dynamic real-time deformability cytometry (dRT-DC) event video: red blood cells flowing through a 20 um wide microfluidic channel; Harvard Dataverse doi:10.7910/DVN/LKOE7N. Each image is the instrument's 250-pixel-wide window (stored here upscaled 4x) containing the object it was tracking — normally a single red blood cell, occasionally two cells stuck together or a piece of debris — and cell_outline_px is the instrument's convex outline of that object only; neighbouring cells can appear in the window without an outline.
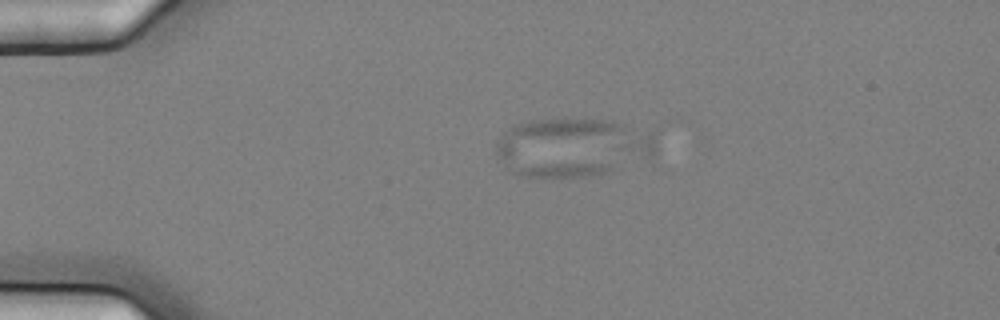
{"species": "common noctule bat (a hibernating species)", "species_latin": "Nyctalus noctula", "temperature_condition": "cold", "stored_images_in_passage": 2, "camera_frame_rate_fps": 3000, "um_per_image_px": 0.085, "animal": {"sex": "female", "body_mass_g": 25.1}, "frame": {"image": 1, "passage_image": 1, "time_ms": 0.0, "image_size_px": [1000, 320], "cell_outline_px": [[656, 152], [604, 172], [584, 176], [520, 176], [512, 172], [496, 156], [496, 140], [504, 132], [516, 124], [528, 120], [564, 116], [612, 120], [656, 128]], "centroid_in_image_um": [48.69, 12.42], "position_along_channel_um": 36.3, "area_um2": 55.83}}